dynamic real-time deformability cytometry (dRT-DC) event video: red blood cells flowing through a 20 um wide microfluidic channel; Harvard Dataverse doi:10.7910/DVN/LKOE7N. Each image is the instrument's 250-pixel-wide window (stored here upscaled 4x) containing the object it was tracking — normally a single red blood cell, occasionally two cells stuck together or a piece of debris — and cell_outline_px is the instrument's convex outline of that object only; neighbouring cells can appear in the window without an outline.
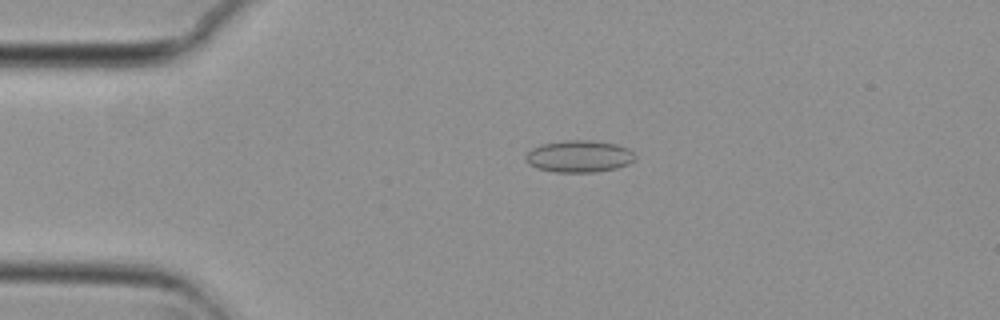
{"species": "common noctule bat (a hibernating species)", "species_latin": "Nyctalus noctula", "temperature_condition": "cold", "stored_images_in_passage": 52, "camera_frame_rate_fps": 3000, "um_per_image_px": 0.085, "animal": {"sex": "female", "body_mass_g": 29.2, "forearm_length_mm": 56.3}, "frame": {"image": 1, "passage_image": 9, "time_ms": 2.667, "image_size_px": [1000, 320], "cell_outline_px": [[636, 160], [628, 164], [616, 168], [596, 172], [556, 172], [536, 168], [528, 164], [524, 160], [524, 156], [532, 148], [540, 144], [564, 140], [592, 140], [616, 144], [628, 148], [636, 156]], "centroid_in_image_um": [49.21, 13.28], "position_along_channel_um": 35.8, "area_um2": 20.63}}
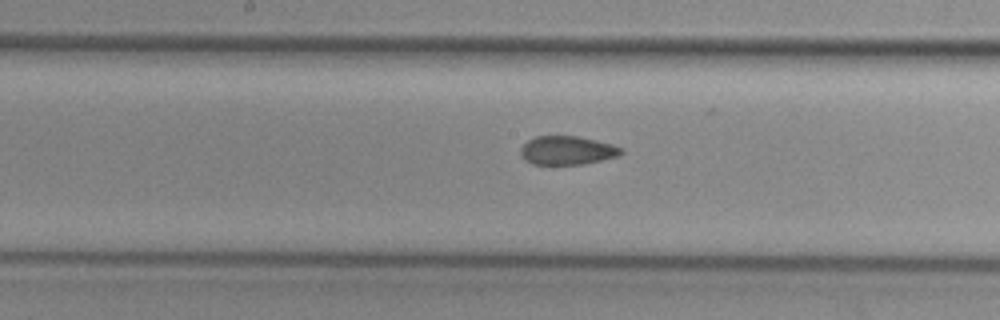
{"frame": {"image": 2, "passage_image": 25, "time_ms": 8.0, "image_size_px": [1000, 320], "cell_outline_px": [[624, 152], [616, 156], [584, 164], [532, 164], [524, 160], [520, 152], [520, 148], [528, 140], [536, 136], [580, 136], [612, 144], [620, 148]], "centroid_in_image_um": [48.17, 12.78], "position_along_channel_um": 200.0, "area_um2": 16.7}}
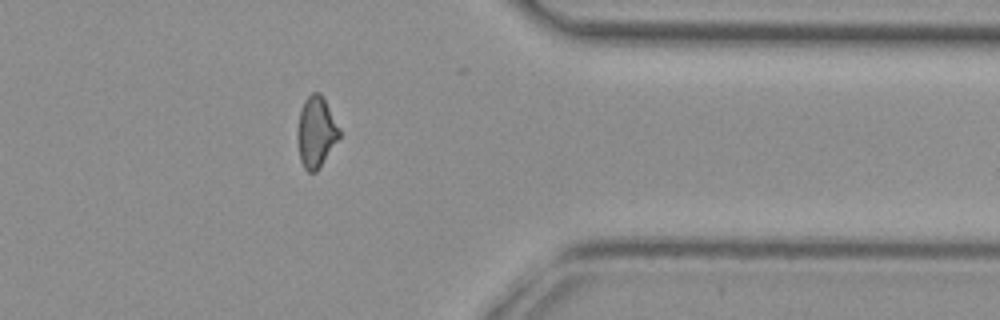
{"frame": {"image": 3, "passage_image": 41, "time_ms": 13.333, "image_size_px": [1000, 320], "cell_outline_px": [[340, 136], [316, 172], [308, 172], [304, 168], [300, 160], [296, 136], [300, 112], [304, 100], [312, 92], [320, 92], [340, 128]], "centroid_in_image_um": [26.85, 11.22], "position_along_channel_um": 384.6, "area_um2": 17.17}, "authors_computed_cell_mechanics": {"area_um2": 17.7735, "velocity_mm_per_s": 3.7438, "shape_relaxation_time_tau1_ms": null, "shape_relaxation_time_tau2_ms": 2.4632, "deformation_change_tau1": null, "deformation_change_tau2": 0.0781}}